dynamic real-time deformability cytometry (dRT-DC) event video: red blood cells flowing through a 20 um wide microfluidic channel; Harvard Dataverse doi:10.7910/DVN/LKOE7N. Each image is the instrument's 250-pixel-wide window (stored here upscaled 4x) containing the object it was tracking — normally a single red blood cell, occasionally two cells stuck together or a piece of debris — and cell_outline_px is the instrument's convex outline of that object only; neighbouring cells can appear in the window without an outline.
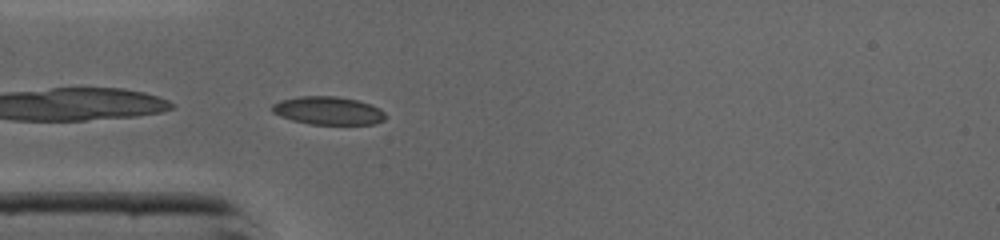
{"species": "common noctule bat (a hibernating species)", "species_latin": "Nyctalus noctula", "temperature_condition": "cold", "stored_images_in_passage": 34, "camera_frame_rate_fps": 3000, "um_per_image_px": 0.085, "animal": {"sex": "male", "body_mass_g": 19.0, "forearm_length_mm": 50.8}, "frame": {"image": 1, "passage_image": 1, "time_ms": 0.0, "image_size_px": [1000, 240], "cell_outline_px": [[388, 116], [384, 120], [376, 124], [308, 124], [292, 120], [280, 116], [272, 112], [272, 104], [280, 100], [300, 96], [336, 96], [356, 100], [372, 104], [380, 108]], "centroid_in_image_um": [27.92, 9.4], "position_along_channel_um": 57.1, "area_um2": 18.73}}
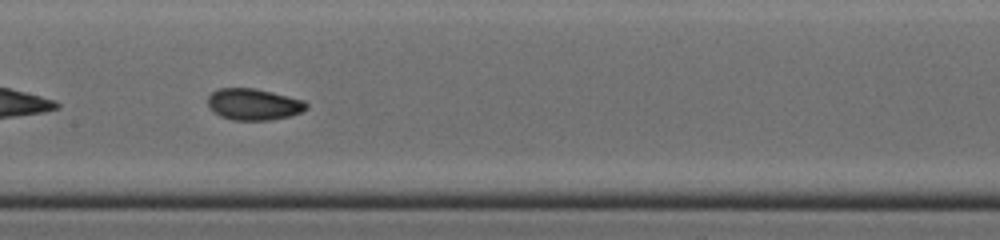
{"frame": {"image": 2, "passage_image": 10, "time_ms": 3.0, "image_size_px": [1000, 240], "cell_outline_px": [[308, 108], [300, 112], [288, 116], [268, 120], [232, 120], [220, 116], [208, 104], [208, 96], [212, 92], [220, 88], [252, 88], [272, 92], [304, 100], [308, 104]], "centroid_in_image_um": [21.57, 8.86], "position_along_channel_um": 185.8, "area_um2": 17.86}}
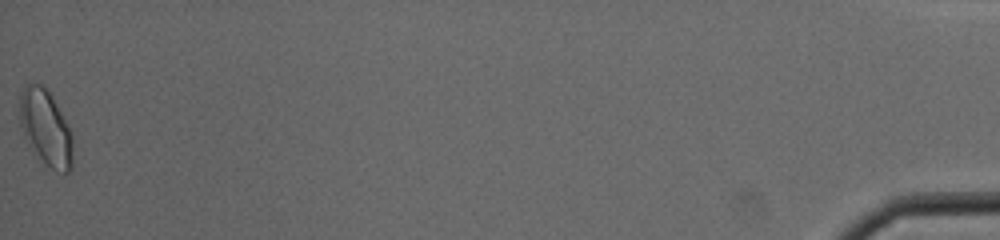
{"frame": {"image": 3, "passage_image": 34, "time_ms": 11.0, "image_size_px": [1000, 240], "cell_outline_px": [[72, 168], [68, 172], [64, 172], [52, 168], [28, 144], [24, 136], [20, 124], [20, 92], [24, 84], [40, 84], [52, 96], [72, 132]], "centroid_in_image_um": [3.89, 10.82], "position_along_channel_um": 431.3, "area_um2": 22.95}, "authors_computed_cell_mechanics": {"area_um2": 17.8313, "velocity_mm_per_s": 4.3676, "shape_relaxation_time_tau1_ms": 2.0812, "shape_relaxation_time_tau2_ms": 1.6089, "deformation_change_tau1": 0.117, "deformation_change_tau2": 0.0535}}